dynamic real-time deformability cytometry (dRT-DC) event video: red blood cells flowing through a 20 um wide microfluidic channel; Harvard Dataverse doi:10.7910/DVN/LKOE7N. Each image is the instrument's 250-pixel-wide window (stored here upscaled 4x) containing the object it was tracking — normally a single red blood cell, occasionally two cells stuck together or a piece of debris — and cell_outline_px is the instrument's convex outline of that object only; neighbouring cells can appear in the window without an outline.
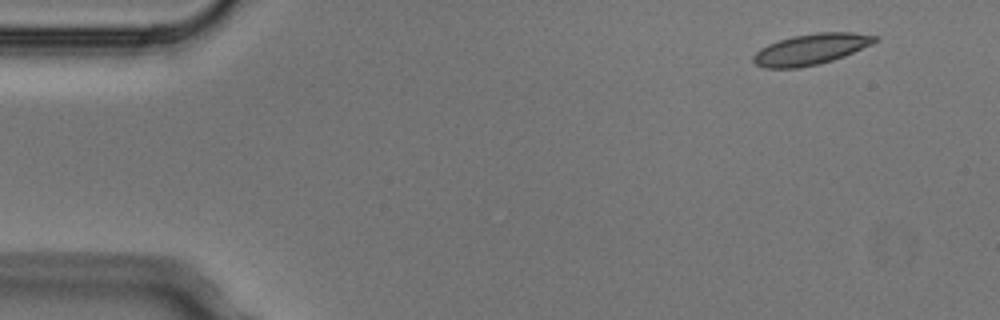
{"species": "Egyptian fruit bat (a non-hibernating species)", "species_latin": "Rousettus aegyptiacus", "temperature_condition": "cold", "stored_images_in_passage": 4, "camera_frame_rate_fps": 3000, "um_per_image_px": 0.085, "animal": {"sex": "male"}, "frame": {"image": 1, "passage_image": 1, "time_ms": 0.0, "image_size_px": [1000, 320], "cell_outline_px": [[880, 40], [872, 44], [844, 56], [832, 60], [800, 68], [764, 68], [756, 64], [752, 60], [752, 56], [760, 48], [768, 44], [792, 36], [816, 32], [852, 32], [880, 36]], "centroid_in_image_um": [68.94, 4.17], "position_along_channel_um": 16.1, "area_um2": 21.96}}
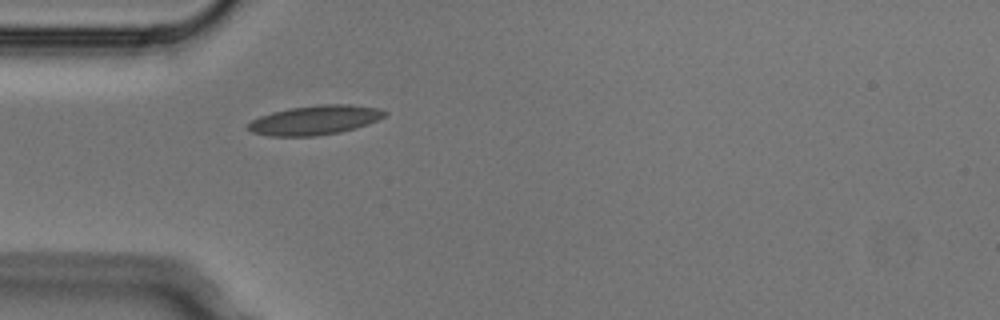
{"frame": {"image": 2, "passage_image": 4, "time_ms": 1.0, "image_size_px": [1000, 320], "cell_outline_px": [[388, 112], [384, 116], [376, 120], [356, 128], [340, 132], [316, 136], [268, 136], [252, 132], [248, 128], [248, 124], [252, 120], [260, 116], [272, 112], [288, 108], [320, 104], [348, 104], [380, 108]], "centroid_in_image_um": [26.76, 10.2], "position_along_channel_um": 58.2, "area_um2": 23.35}}